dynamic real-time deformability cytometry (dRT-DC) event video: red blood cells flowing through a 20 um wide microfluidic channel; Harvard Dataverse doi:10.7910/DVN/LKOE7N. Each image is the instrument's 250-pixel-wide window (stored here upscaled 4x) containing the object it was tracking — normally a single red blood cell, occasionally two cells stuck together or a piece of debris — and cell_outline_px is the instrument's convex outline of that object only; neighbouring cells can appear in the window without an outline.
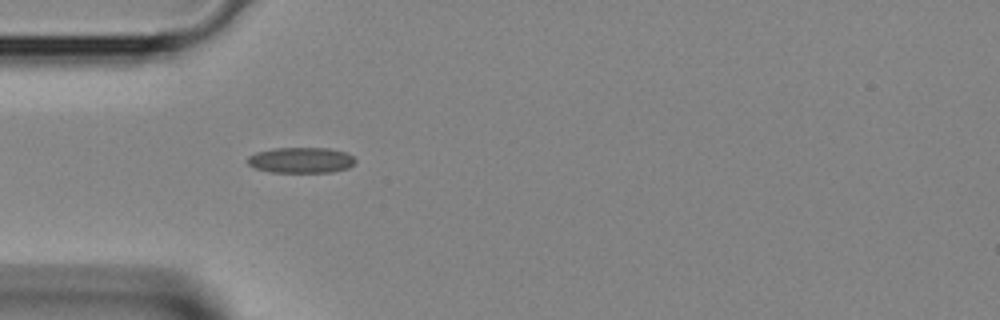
{"species": "Egyptian fruit bat (a non-hibernating species)", "species_latin": "Rousettus aegyptiacus", "temperature_condition": "room temperature", "stored_images_in_passage": 4, "camera_frame_rate_fps": 3000, "um_per_image_px": 0.085, "animal": {"sex": "female"}, "frame": {"image": 1, "passage_image": 4, "time_ms": 1.0, "image_size_px": [1000, 320], "cell_outline_px": [[356, 160], [348, 168], [332, 172], [268, 172], [256, 168], [248, 164], [248, 156], [256, 152], [272, 148], [328, 148], [344, 152], [352, 156]], "centroid_in_image_um": [25.56, 13.61], "position_along_channel_um": 59.4, "area_um2": 16.07}}